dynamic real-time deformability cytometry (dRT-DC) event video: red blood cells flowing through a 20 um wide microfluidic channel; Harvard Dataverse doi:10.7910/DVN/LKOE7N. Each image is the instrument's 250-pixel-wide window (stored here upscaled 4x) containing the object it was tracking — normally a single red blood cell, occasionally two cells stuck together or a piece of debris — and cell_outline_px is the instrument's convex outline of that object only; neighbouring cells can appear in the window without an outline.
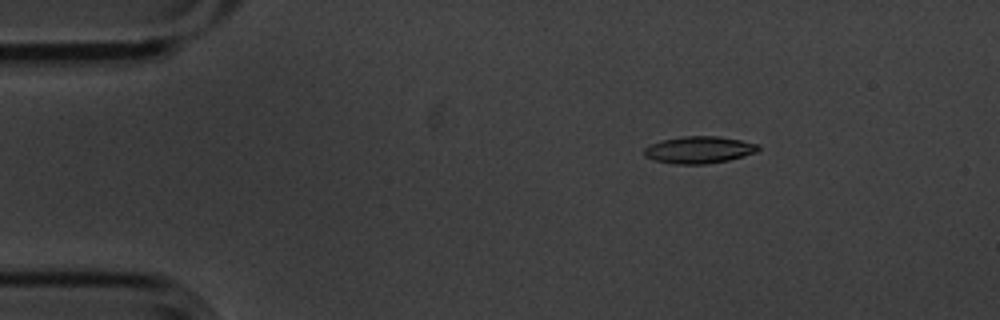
{"species": "common noctule bat (a hibernating species)", "species_latin": "Nyctalus noctula", "temperature_condition": "cold", "stored_images_in_passage": 5, "camera_frame_rate_fps": 3000, "um_per_image_px": 0.085, "animal": {"sex": "male", "body_mass_g": 20.1, "forearm_length_mm": 53.5}, "frame": {"image": 1, "passage_image": 3, "time_ms": 0.667, "image_size_px": [1000, 320], "cell_outline_px": [[760, 148], [756, 152], [744, 156], [728, 160], [704, 164], [676, 164], [656, 160], [644, 156], [644, 148], [652, 144], [664, 140], [684, 136], [716, 136], [740, 140], [760, 144]], "centroid_in_image_um": [59.45, 12.73], "position_along_channel_um": 25.5, "area_um2": 17.74}}